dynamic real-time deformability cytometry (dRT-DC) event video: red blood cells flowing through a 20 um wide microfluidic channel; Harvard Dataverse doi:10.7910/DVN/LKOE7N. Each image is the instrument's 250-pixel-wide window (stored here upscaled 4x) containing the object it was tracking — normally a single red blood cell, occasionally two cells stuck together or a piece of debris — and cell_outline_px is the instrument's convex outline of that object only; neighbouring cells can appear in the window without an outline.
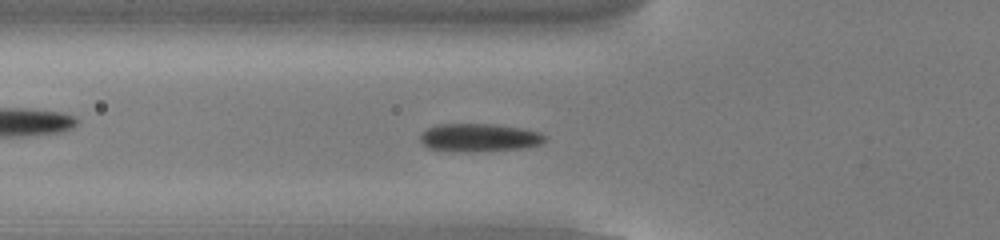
{"species": "common noctule bat (a hibernating species)", "species_latin": "Nyctalus noctula", "temperature_condition": "cold", "stored_images_in_passage": 50, "camera_frame_rate_fps": 3000, "um_per_image_px": 0.085, "animal": {"sex": "male", "body_mass_g": 13.0, "forearm_length_mm": 53.1}, "frame": {"image": 1, "passage_image": 15, "time_ms": 4.667, "image_size_px": [1000, 240], "cell_outline_px": [[548, 136], [540, 144], [528, 148], [468, 152], [452, 152], [428, 148], [420, 140], [420, 132], [436, 124], [492, 124], [520, 128], [540, 132]], "centroid_in_image_um": [40.71, 11.71], "position_along_channel_um": 85.1, "area_um2": 20.69}}
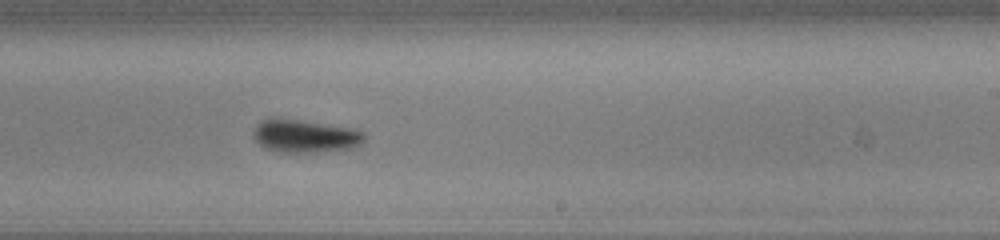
{"frame": {"image": 2, "passage_image": 29, "time_ms": 9.333, "image_size_px": [1000, 240], "cell_outline_px": [[364, 140], [360, 144], [352, 148], [316, 152], [284, 152], [264, 148], [252, 136], [252, 132], [256, 124], [260, 120], [268, 116], [272, 116], [300, 120], [352, 128], [364, 132]], "centroid_in_image_um": [25.86, 11.53], "position_along_channel_um": 263.1, "area_um2": 21.56}}
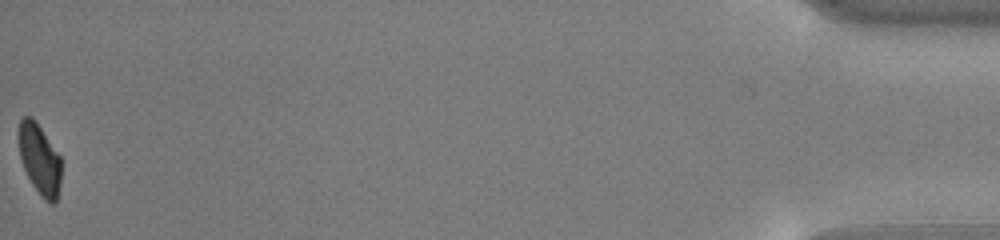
{"frame": {"image": 3, "passage_image": 50, "time_ms": 16.333, "image_size_px": [1000, 240], "cell_outline_px": [[60, 184], [56, 200], [52, 204], [44, 200], [40, 196], [32, 184], [20, 160], [16, 132], [20, 120], [24, 116], [32, 116], [36, 120], [60, 156]], "centroid_in_image_um": [3.32, 13.48], "position_along_channel_um": 431.9, "area_um2": 17.8}, "authors_computed_cell_mechanics": {"area_um2": 19.8832, "velocity_mm_per_s": 3.8118, "shape_relaxation_time_tau1_ms": 1.8403, "shape_relaxation_time_tau2_ms": null, "deformation_change_tau1": 0.084, "deformation_change_tau2": null}}